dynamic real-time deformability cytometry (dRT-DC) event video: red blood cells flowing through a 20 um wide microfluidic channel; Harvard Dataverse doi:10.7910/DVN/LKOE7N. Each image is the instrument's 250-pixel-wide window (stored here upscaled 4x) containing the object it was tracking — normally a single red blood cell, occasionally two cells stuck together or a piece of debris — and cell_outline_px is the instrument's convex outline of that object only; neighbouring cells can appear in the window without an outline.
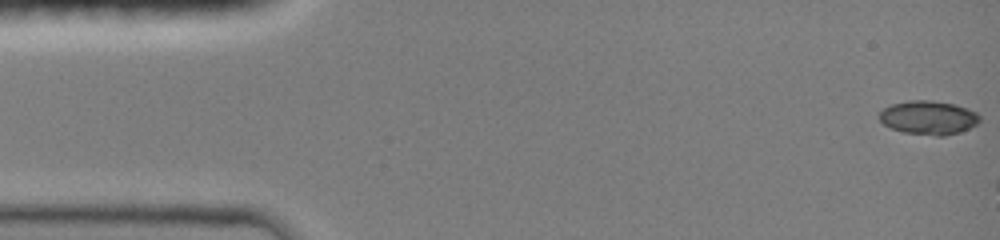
{"species": "common noctule bat (a hibernating species)", "species_latin": "Nyctalus noctula", "temperature_condition": "room temperature", "stored_images_in_passage": 6, "camera_frame_rate_fps": 3000, "um_per_image_px": 0.085, "animal": {"sex": "female", "body_mass_g": 19.0, "forearm_length_mm": 51.5}, "frame": {"image": 1, "passage_image": 1, "time_ms": 0.0, "image_size_px": [1000, 240], "cell_outline_px": [[980, 120], [976, 124], [960, 132], [944, 136], [936, 136], [904, 132], [892, 128], [884, 124], [880, 120], [880, 112], [884, 108], [892, 104], [908, 100], [932, 100], [956, 104], [968, 108], [976, 112], [980, 116]], "centroid_in_image_um": [78.94, 9.99], "position_along_channel_um": 6.1, "area_um2": 19.77}}